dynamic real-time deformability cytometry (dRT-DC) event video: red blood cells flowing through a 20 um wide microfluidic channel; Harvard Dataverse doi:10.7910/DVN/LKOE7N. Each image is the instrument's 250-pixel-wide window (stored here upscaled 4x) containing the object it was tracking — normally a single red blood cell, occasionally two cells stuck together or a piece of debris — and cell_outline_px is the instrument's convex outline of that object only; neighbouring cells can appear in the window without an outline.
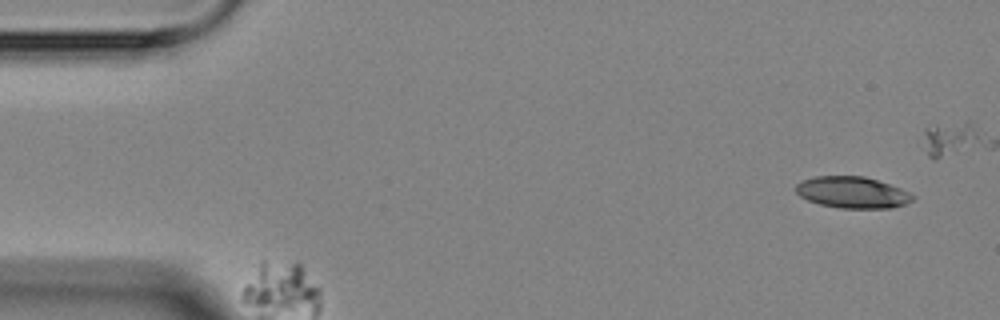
{"species": "Egyptian fruit bat (a non-hibernating species)", "species_latin": "Rousettus aegyptiacus", "temperature_condition": "room temperature", "stored_images_in_passage": 4, "camera_frame_rate_fps": 3000, "um_per_image_px": 0.085, "animal": {"sex": "female"}, "frame": {"image": 1, "passage_image": 1, "time_ms": 0.0, "image_size_px": [1000, 320], "cell_outline_px": [[916, 196], [912, 200], [904, 204], [888, 208], [840, 208], [820, 204], [808, 200], [800, 196], [792, 188], [800, 180], [816, 176], [864, 176], [900, 188]], "centroid_in_image_um": [72.39, 16.35], "position_along_channel_um": 12.6, "area_um2": 21.39}}
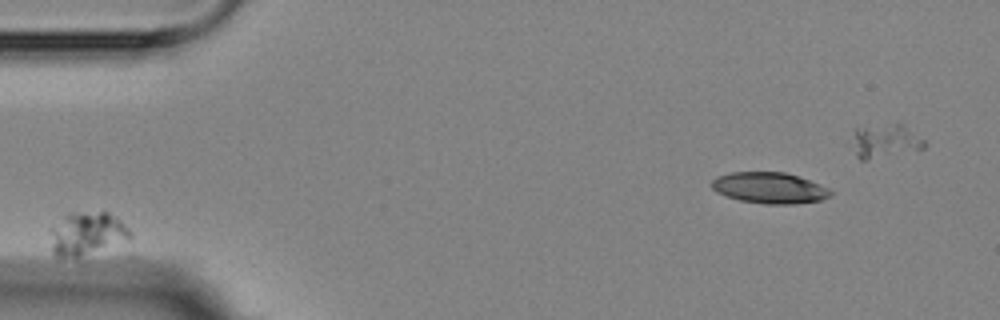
{"frame": {"image": 2, "passage_image": 2, "time_ms": 1.0, "image_size_px": [1000, 320], "cell_outline_px": [[132, 236], [76, 260], [56, 256], [52, 252], [52, 228], [64, 216], [72, 212], [108, 212], [120, 220], [132, 232]], "centroid_in_image_um": [7.37, 19.88], "position_along_channel_um": 77.6, "area_um2": 19.88}}
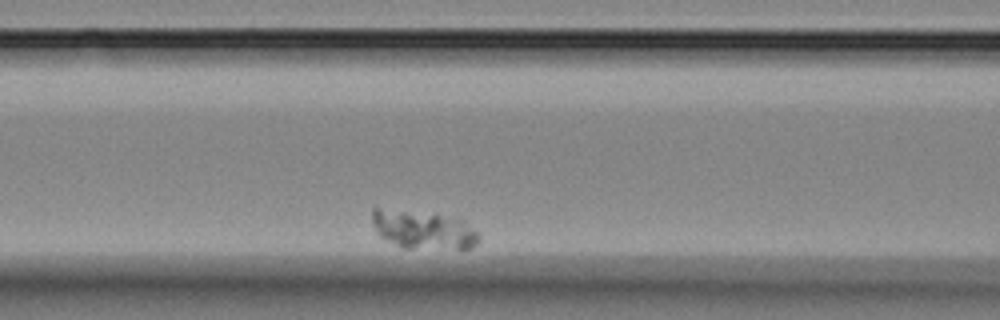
{"frame": {"image": 3, "passage_image": 4, "time_ms": 3.333, "image_size_px": [1000, 320], "cell_outline_px": [[480, 236], [476, 244], [472, 248], [464, 252], [400, 248], [380, 236], [376, 232], [372, 224], [372, 208], [380, 208], [440, 216], [464, 220]], "centroid_in_image_um": [36.01, 19.63], "position_along_channel_um": 130.6, "area_um2": 24.33}}